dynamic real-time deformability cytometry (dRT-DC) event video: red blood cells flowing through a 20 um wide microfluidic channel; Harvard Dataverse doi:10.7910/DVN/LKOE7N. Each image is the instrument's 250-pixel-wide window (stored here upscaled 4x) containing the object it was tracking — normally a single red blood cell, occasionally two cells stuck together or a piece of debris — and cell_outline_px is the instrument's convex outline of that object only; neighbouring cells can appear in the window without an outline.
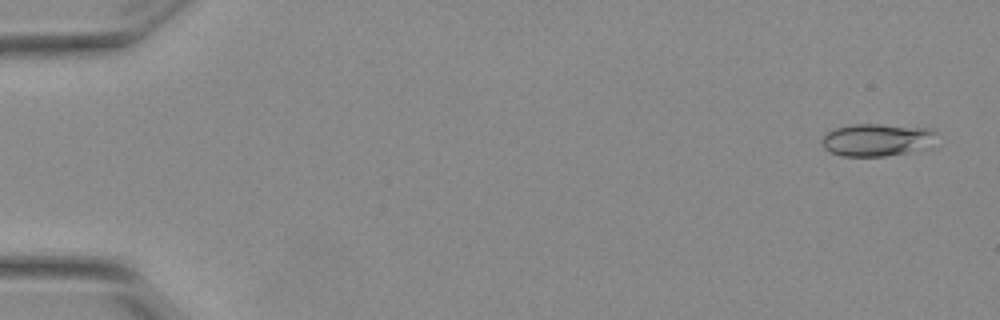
{"species": "Egyptian fruit bat (a non-hibernating species)", "species_latin": "Rousettus aegyptiacus", "temperature_condition": "warm", "stored_images_in_passage": 13, "camera_frame_rate_fps": 3000, "um_per_image_px": 0.085, "animal": {"sex": "female"}, "frame": {"image": 1, "passage_image": 3, "time_ms": 0.667, "image_size_px": [1000, 320], "cell_outline_px": [[936, 132], [928, 140], [904, 152], [884, 156], [840, 156], [824, 148], [824, 136], [828, 132], [836, 128], [852, 124], [880, 124], [932, 128]], "centroid_in_image_um": [74.37, 11.85], "position_along_channel_um": 10.6, "area_um2": 20.46}}